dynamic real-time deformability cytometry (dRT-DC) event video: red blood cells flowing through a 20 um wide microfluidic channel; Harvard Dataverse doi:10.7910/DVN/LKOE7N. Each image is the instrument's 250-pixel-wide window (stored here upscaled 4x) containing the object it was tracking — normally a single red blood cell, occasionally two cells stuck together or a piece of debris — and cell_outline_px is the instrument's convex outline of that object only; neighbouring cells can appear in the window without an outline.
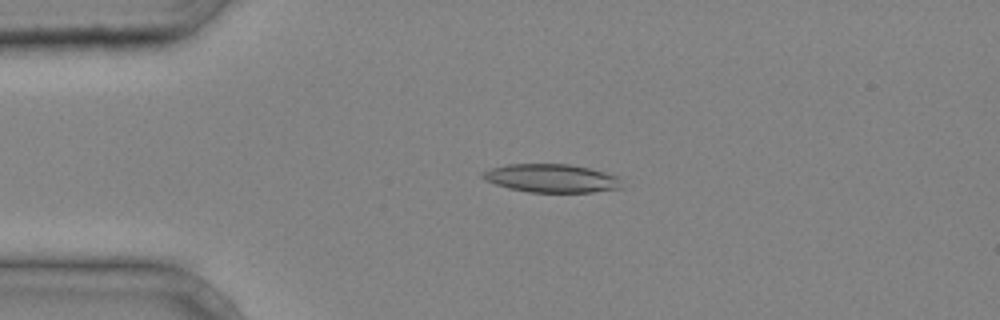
{"species": "common noctule bat (a hibernating species)", "species_latin": "Nyctalus noctula", "temperature_condition": "cold", "stored_images_in_passage": 36, "camera_frame_rate_fps": 3000, "um_per_image_px": 0.085, "animal": {"sex": "male", "body_mass_g": 20.4}, "frame": {"image": 1, "passage_image": 9, "time_ms": 2.667, "image_size_px": [1000, 320], "cell_outline_px": [[624, 188], [592, 192], [528, 192], [508, 188], [484, 180], [480, 176], [480, 172], [492, 168], [508, 164], [568, 164], [588, 168], [620, 176]], "centroid_in_image_um": [46.89, 15.16], "position_along_channel_um": 38.1, "area_um2": 23.18}}
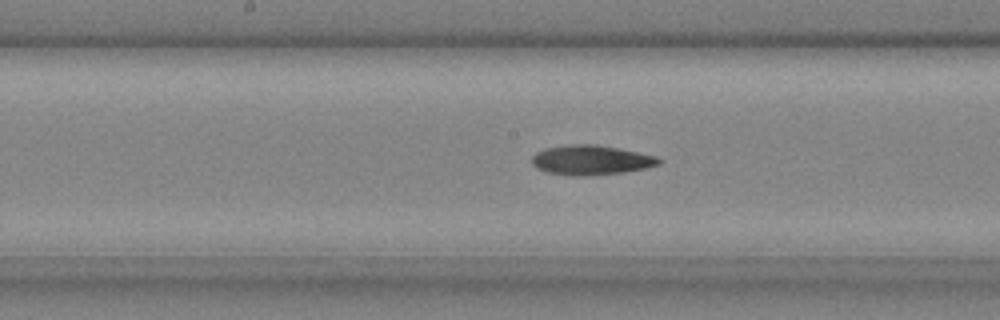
{"frame": {"image": 2, "passage_image": 21, "time_ms": 6.667, "image_size_px": [1000, 320], "cell_outline_px": [[664, 160], [660, 164], [644, 168], [624, 172], [584, 176], [572, 176], [548, 172], [536, 168], [532, 164], [532, 156], [536, 152], [544, 148], [568, 144], [596, 144], [620, 148], [656, 156]], "centroid_in_image_um": [50.23, 13.59], "position_along_channel_um": 198.0, "area_um2": 22.14}}
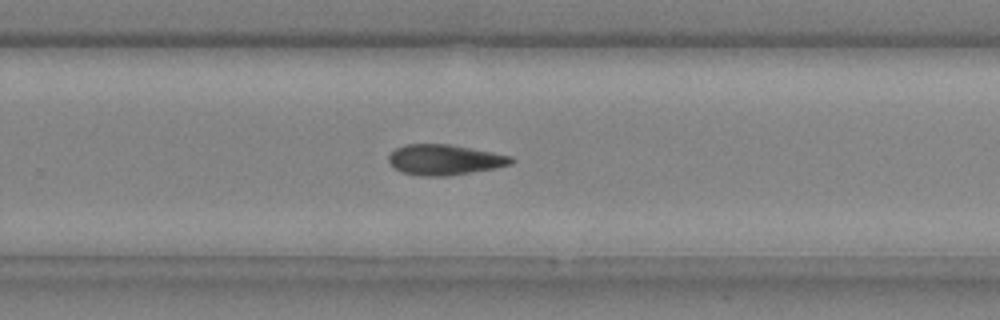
{"frame": {"image": 3, "passage_image": 27, "time_ms": 8.667, "image_size_px": [1000, 320], "cell_outline_px": [[516, 160], [512, 164], [496, 168], [448, 176], [420, 176], [400, 172], [388, 160], [388, 156], [396, 148], [404, 144], [452, 144], [512, 156]], "centroid_in_image_um": [37.82, 13.58], "position_along_channel_um": 292.0, "area_um2": 21.91}}